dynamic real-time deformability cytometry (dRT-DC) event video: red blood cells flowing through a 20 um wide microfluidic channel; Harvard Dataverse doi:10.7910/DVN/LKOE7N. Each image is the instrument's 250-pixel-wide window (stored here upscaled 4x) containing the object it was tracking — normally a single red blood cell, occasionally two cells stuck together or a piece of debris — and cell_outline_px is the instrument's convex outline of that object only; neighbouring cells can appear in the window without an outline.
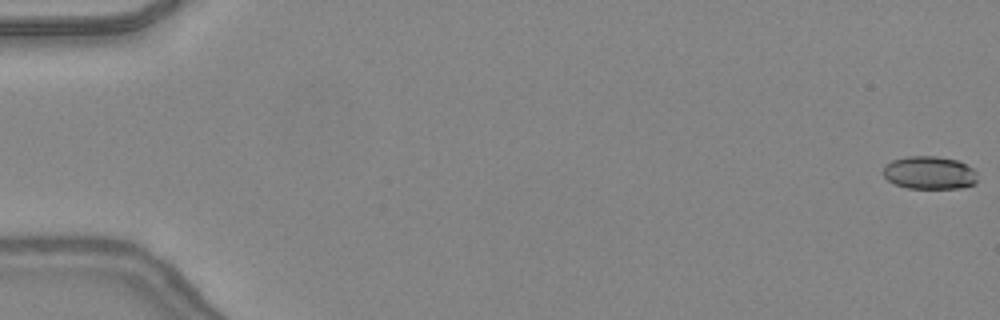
{"species": "common noctule bat (a hibernating species)", "species_latin": "Nyctalus noctula", "temperature_condition": "warm", "stored_images_in_passage": 45, "camera_frame_rate_fps": 3000, "um_per_image_px": 0.085, "animal": {"sex": "female", "body_mass_g": 24.6, "forearm_length_mm": 56.2}, "frame": {"image": 1, "passage_image": 1, "time_ms": 0.0, "image_size_px": [1000, 320], "cell_outline_px": [[976, 180], [972, 184], [960, 188], [908, 188], [896, 184], [888, 180], [884, 176], [884, 164], [892, 160], [908, 156], [936, 156], [956, 160], [972, 168], [976, 172]], "centroid_in_image_um": [78.97, 14.67], "position_along_channel_um": 6.0, "area_um2": 17.92}}
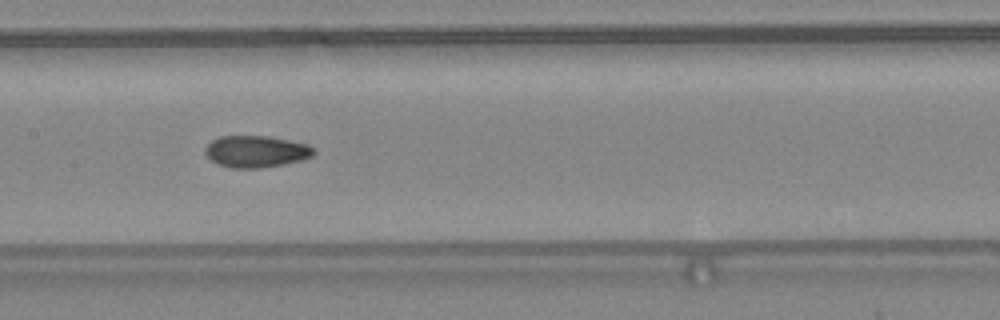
{"frame": {"image": 2, "passage_image": 25, "time_ms": 8.0, "image_size_px": [1000, 320], "cell_outline_px": [[316, 152], [312, 156], [300, 160], [260, 168], [232, 168], [216, 164], [204, 152], [204, 148], [212, 140], [220, 136], [268, 136], [304, 144], [312, 148]], "centroid_in_image_um": [21.7, 12.88], "position_along_channel_um": 185.7, "area_um2": 19.77}}
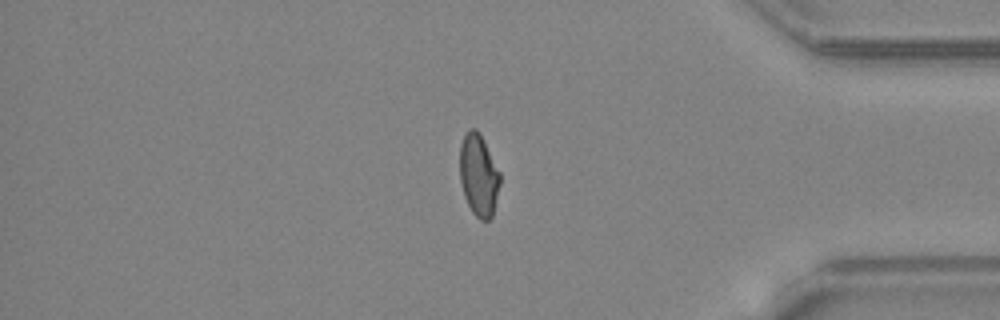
{"frame": {"image": 3, "passage_image": 41, "time_ms": 13.333, "image_size_px": [1000, 320], "cell_outline_px": [[500, 184], [492, 216], [488, 220], [480, 220], [472, 212], [464, 196], [460, 180], [460, 144], [468, 128], [476, 128], [480, 132], [500, 172]], "centroid_in_image_um": [40.68, 14.86], "position_along_channel_um": 394.5, "area_um2": 19.31}}